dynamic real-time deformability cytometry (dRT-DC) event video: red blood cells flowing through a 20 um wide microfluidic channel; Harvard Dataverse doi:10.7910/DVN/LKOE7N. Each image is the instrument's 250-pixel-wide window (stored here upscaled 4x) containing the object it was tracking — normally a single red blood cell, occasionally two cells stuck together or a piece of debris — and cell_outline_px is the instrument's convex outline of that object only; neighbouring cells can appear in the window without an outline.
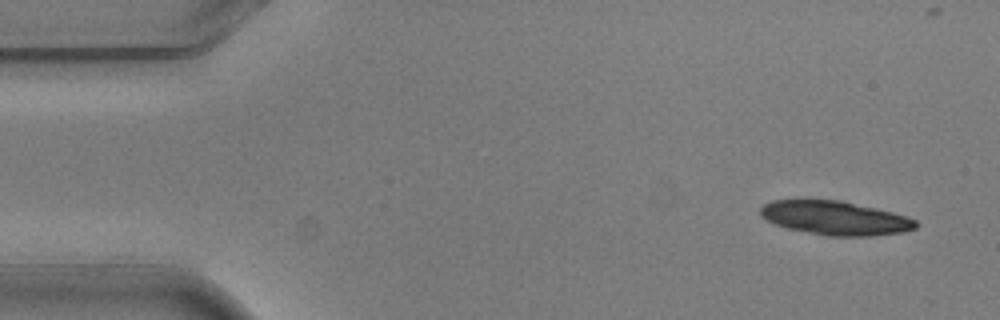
{"species": "common noctule bat (a hibernating species)", "species_latin": "Nyctalus noctula", "temperature_condition": "warm", "stored_images_in_passage": 2, "camera_frame_rate_fps": 3000, "um_per_image_px": 0.085, "animal": {"sex": "male", "body_mass_g": 20.5, "forearm_length_mm": 52.5}, "frame": {"image": 1, "passage_image": 2, "time_ms": 0.333, "image_size_px": [1000, 320], "cell_outline_px": [[920, 224], [916, 228], [904, 232], [872, 236], [824, 236], [788, 228], [776, 224], [760, 216], [760, 208], [764, 204], [772, 200], [796, 196], [840, 200], [876, 208], [908, 216], [916, 220]], "centroid_in_image_um": [70.94, 18.49], "position_along_channel_um": 14.1, "area_um2": 31.79}}